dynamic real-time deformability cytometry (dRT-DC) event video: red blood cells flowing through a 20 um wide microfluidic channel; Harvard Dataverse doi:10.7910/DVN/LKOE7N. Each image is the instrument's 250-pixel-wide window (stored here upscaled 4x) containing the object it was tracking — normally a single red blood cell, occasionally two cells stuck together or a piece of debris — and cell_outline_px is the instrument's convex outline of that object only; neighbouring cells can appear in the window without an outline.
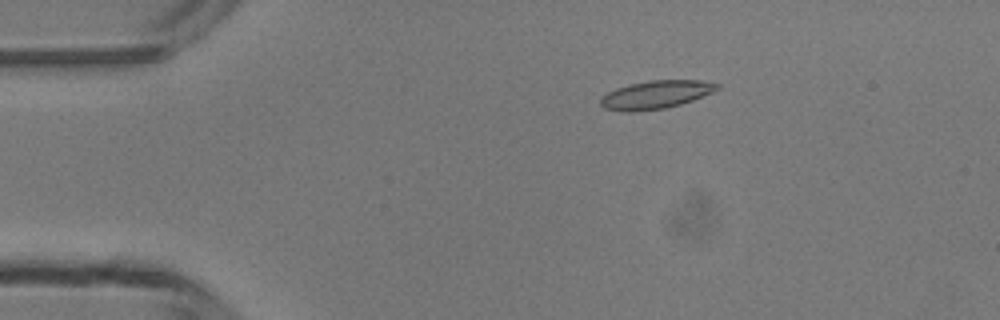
{"species": "common noctule bat (a hibernating species)", "species_latin": "Nyctalus noctula", "temperature_condition": "room temperature", "stored_images_in_passage": 5, "camera_frame_rate_fps": 3000, "um_per_image_px": 0.085, "animal": {"sex": "male", "body_mass_g": 13.3}, "frame": {"image": 1, "passage_image": 3, "time_ms": 2.333, "image_size_px": [1000, 320], "cell_outline_px": [[720, 88], [712, 92], [692, 100], [680, 104], [664, 108], [636, 112], [624, 112], [604, 108], [600, 104], [600, 96], [616, 88], [628, 84], [652, 80], [700, 80], [720, 84]], "centroid_in_image_um": [55.7, 8.05], "position_along_channel_um": 29.3, "area_um2": 19.19}}
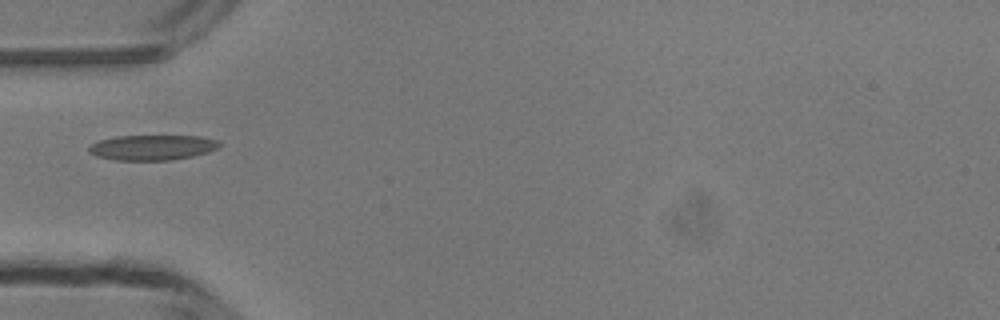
{"frame": {"image": 2, "passage_image": 5, "time_ms": 4.667, "image_size_px": [1000, 320], "cell_outline_px": [[220, 144], [216, 148], [208, 152], [192, 156], [172, 160], [116, 160], [96, 156], [88, 152], [88, 148], [96, 140], [116, 136], [200, 136], [220, 140]], "centroid_in_image_um": [12.92, 12.53], "position_along_channel_um": 72.1, "area_um2": 19.25}}